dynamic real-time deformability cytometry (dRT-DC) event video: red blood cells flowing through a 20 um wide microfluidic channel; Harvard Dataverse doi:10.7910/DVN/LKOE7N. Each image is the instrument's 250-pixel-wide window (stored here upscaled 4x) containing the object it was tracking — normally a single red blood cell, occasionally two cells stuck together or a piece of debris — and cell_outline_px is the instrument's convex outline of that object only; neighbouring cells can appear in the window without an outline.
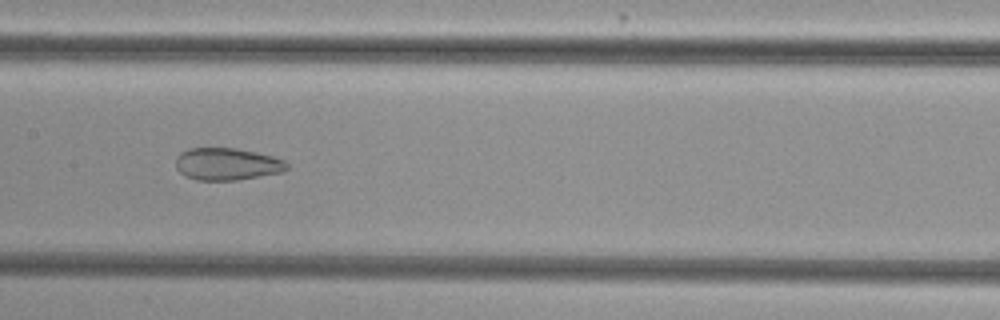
{"species": "common noctule bat (a hibernating species)", "species_latin": "Nyctalus noctula", "temperature_condition": "cold", "stored_images_in_passage": 54, "segment_of_instrument_passage": [2, 2], "camera_frame_rate_fps": 3000, "um_per_image_px": 0.085, "animal": {"sex": "female", "body_mass_g": 29.2, "forearm_length_mm": 56.3}, "frame": {"image": 1, "passage_image": 28, "time_ms": 9.0, "image_size_px": [1000, 320], "cell_outline_px": [[288, 168], [284, 172], [236, 180], [196, 180], [184, 176], [176, 168], [176, 156], [180, 152], [188, 148], [236, 148], [256, 152], [272, 156], [284, 160], [288, 164]], "centroid_in_image_um": [19.28, 13.94], "position_along_channel_um": 188.1, "area_um2": 21.04}}
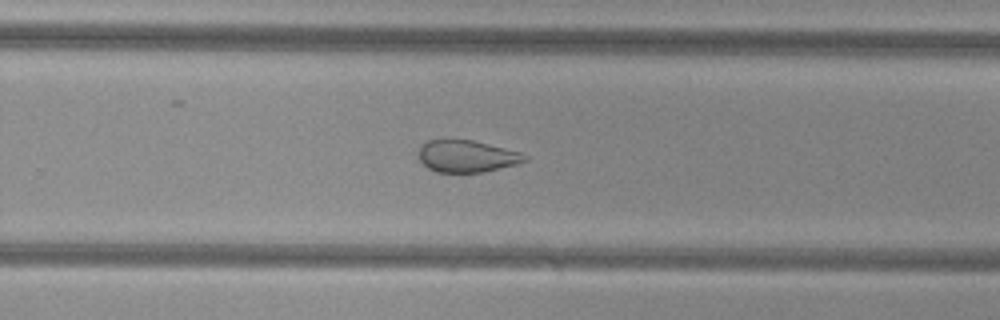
{"frame": {"image": 2, "passage_image": 36, "time_ms": 11.667, "image_size_px": [1000, 320], "cell_outline_px": [[528, 160], [516, 164], [484, 172], [436, 172], [428, 168], [420, 160], [416, 152], [428, 140], [444, 136], [472, 140], [520, 152], [528, 156]], "centroid_in_image_um": [39.62, 13.24], "position_along_channel_um": 290.2, "area_um2": 20.29}}
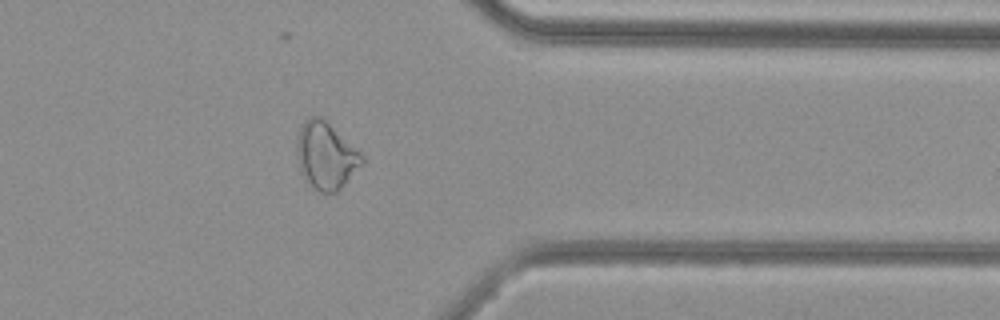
{"frame": {"image": 3, "passage_image": 44, "time_ms": 14.333, "image_size_px": [1000, 320], "cell_outline_px": [[364, 160], [340, 188], [336, 192], [320, 192], [308, 184], [304, 180], [300, 168], [296, 152], [296, 140], [300, 128], [308, 116], [324, 116], [364, 156]], "centroid_in_image_um": [27.67, 13.18], "position_along_channel_um": 383.7, "area_um2": 25.43}}